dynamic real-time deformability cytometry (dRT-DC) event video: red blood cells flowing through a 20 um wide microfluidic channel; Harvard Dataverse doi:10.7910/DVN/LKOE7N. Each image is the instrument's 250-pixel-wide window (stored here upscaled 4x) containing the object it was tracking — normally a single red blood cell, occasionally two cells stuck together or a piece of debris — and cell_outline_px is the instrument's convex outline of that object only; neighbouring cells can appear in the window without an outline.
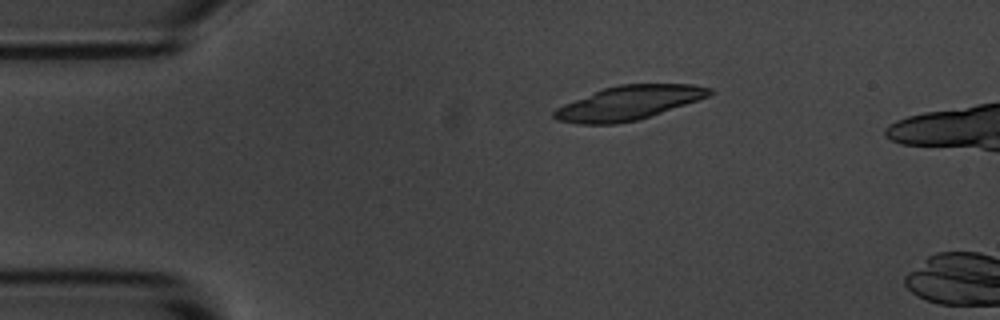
{"species": "common noctule bat (a hibernating species)", "species_latin": "Nyctalus noctula", "temperature_condition": "room temperature", "stored_images_in_passage": 3, "camera_frame_rate_fps": 3000, "um_per_image_px": 0.085, "animal": {"sex": "male", "body_mass_g": 20.1, "forearm_length_mm": 53.5}, "frame": {"image": 1, "passage_image": 2, "time_ms": 2.0, "image_size_px": [1000, 320], "cell_outline_px": [[716, 92], [708, 96], [636, 120], [616, 124], [580, 124], [556, 120], [552, 116], [552, 112], [556, 108], [564, 104], [604, 88], [620, 84], [692, 84], [712, 88]], "centroid_in_image_um": [53.41, 8.74], "position_along_channel_um": 31.6, "area_um2": 30.35}}